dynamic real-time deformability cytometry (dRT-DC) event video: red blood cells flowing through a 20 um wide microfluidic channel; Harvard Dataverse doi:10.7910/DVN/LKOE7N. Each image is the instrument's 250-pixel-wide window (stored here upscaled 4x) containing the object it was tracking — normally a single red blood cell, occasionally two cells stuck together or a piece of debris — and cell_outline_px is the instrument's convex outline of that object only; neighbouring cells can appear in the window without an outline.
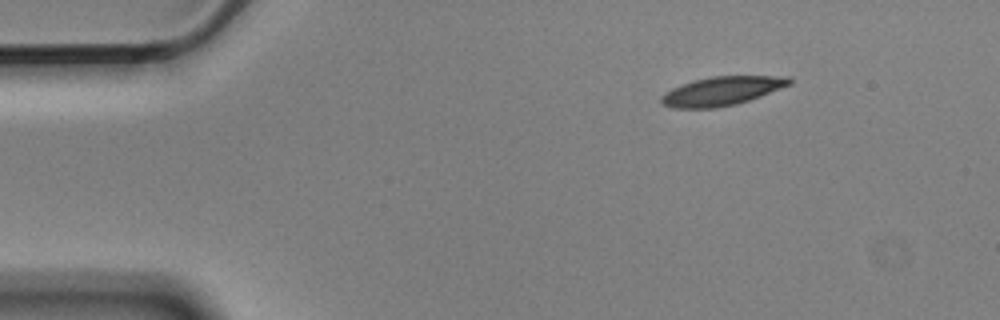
{"species": "Egyptian fruit bat (a non-hibernating species)", "species_latin": "Rousettus aegyptiacus", "temperature_condition": "cold", "stored_images_in_passage": 3, "camera_frame_rate_fps": 3000, "um_per_image_px": 0.085, "animal": {"sex": "male"}, "frame": {"image": 1, "passage_image": 1, "time_ms": 0.0, "image_size_px": [1000, 320], "cell_outline_px": [[792, 84], [760, 96], [736, 104], [716, 108], [672, 108], [664, 104], [660, 100], [660, 96], [664, 92], [672, 88], [692, 80], [712, 76], [792, 76]], "centroid_in_image_um": [61.35, 7.73], "position_along_channel_um": 23.6, "area_um2": 21.62}}
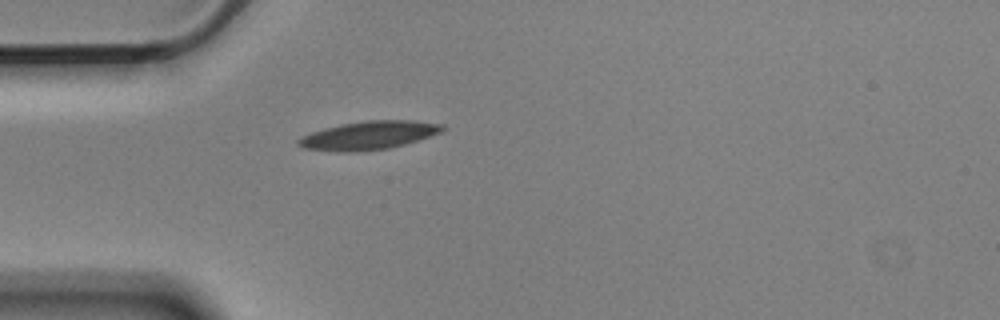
{"frame": {"image": 2, "passage_image": 3, "time_ms": 0.667, "image_size_px": [1000, 320], "cell_outline_px": [[448, 128], [440, 132], [404, 144], [388, 148], [356, 152], [336, 152], [304, 148], [296, 144], [296, 140], [312, 132], [324, 128], [340, 124], [368, 120], [416, 120], [444, 124]], "centroid_in_image_um": [31.34, 11.5], "position_along_channel_um": 53.7, "area_um2": 23.87}}